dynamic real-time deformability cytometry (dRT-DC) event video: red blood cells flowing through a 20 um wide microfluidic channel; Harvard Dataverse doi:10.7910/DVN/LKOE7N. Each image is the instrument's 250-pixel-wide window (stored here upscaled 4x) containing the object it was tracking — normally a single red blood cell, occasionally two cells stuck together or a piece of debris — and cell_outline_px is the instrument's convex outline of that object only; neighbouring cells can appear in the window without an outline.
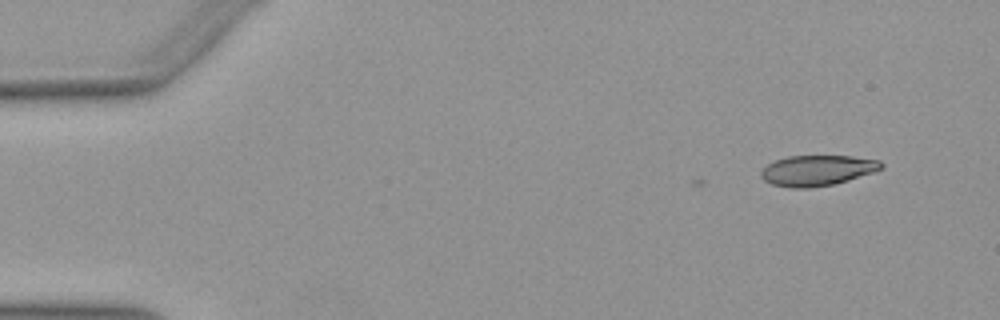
{"species": "Egyptian fruit bat (a non-hibernating species)", "species_latin": "Rousettus aegyptiacus", "temperature_condition": "warm", "stored_images_in_passage": 3, "camera_frame_rate_fps": 3000, "um_per_image_px": 0.085, "animal": {"sex": "female"}, "frame": {"image": 1, "passage_image": 3, "time_ms": 0.667, "image_size_px": [1000, 320], "cell_outline_px": [[884, 168], [848, 180], [832, 184], [808, 188], [792, 188], [772, 184], [764, 180], [760, 176], [760, 172], [768, 164], [776, 160], [788, 156], [852, 156], [880, 160], [884, 164]], "centroid_in_image_um": [69.47, 14.48], "position_along_channel_um": 15.5, "area_um2": 21.27}}